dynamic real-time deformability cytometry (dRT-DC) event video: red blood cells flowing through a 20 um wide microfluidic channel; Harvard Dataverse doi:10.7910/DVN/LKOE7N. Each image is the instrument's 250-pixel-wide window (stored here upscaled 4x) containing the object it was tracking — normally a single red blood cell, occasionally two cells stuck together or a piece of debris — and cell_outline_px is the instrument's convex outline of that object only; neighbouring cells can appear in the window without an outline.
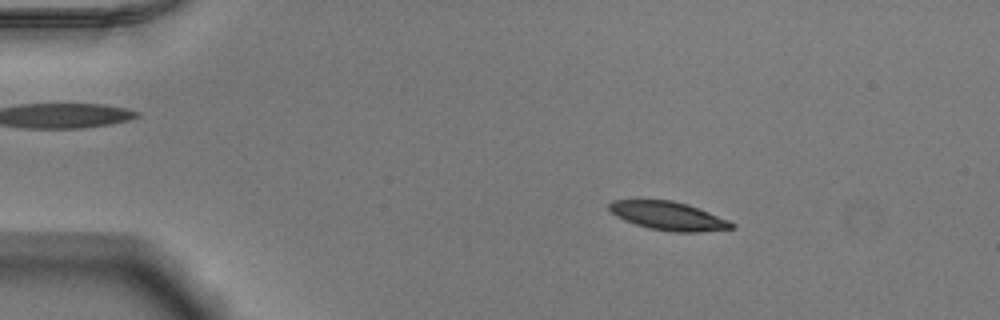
{"species": "Egyptian fruit bat (a non-hibernating species)", "species_latin": "Rousettus aegyptiacus", "temperature_condition": "warm", "stored_images_in_passage": 52, "camera_frame_rate_fps": 3000, "um_per_image_px": 0.085, "animal": {"sex": "male"}, "frame": {"image": 1, "passage_image": 9, "time_ms": 2.667, "image_size_px": [1000, 320], "cell_outline_px": [[736, 228], [696, 232], [672, 232], [648, 228], [624, 220], [616, 216], [608, 208], [608, 204], [612, 200], [672, 200], [688, 204], [728, 220], [736, 224]], "centroid_in_image_um": [56.81, 18.35], "position_along_channel_um": 28.2, "area_um2": 20.29}}
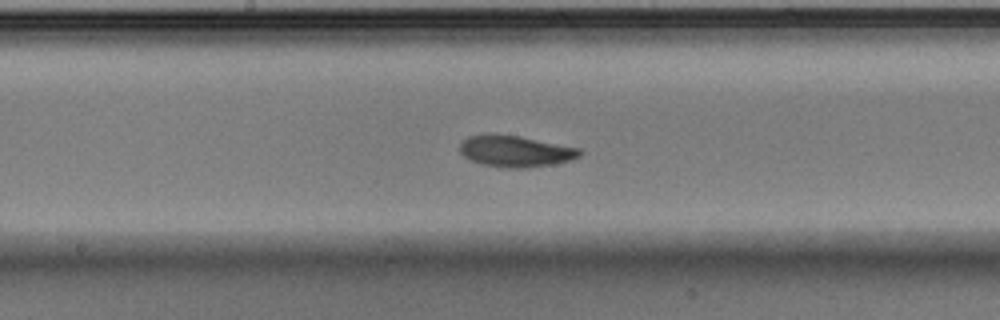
{"frame": {"image": 2, "passage_image": 28, "time_ms": 9.0, "image_size_px": [1000, 320], "cell_outline_px": [[580, 156], [572, 160], [552, 164], [524, 168], [508, 168], [480, 164], [464, 156], [460, 152], [460, 144], [468, 136], [488, 132], [520, 136], [580, 148]], "centroid_in_image_um": [43.78, 12.83], "position_along_channel_um": 204.4, "area_um2": 22.08}}
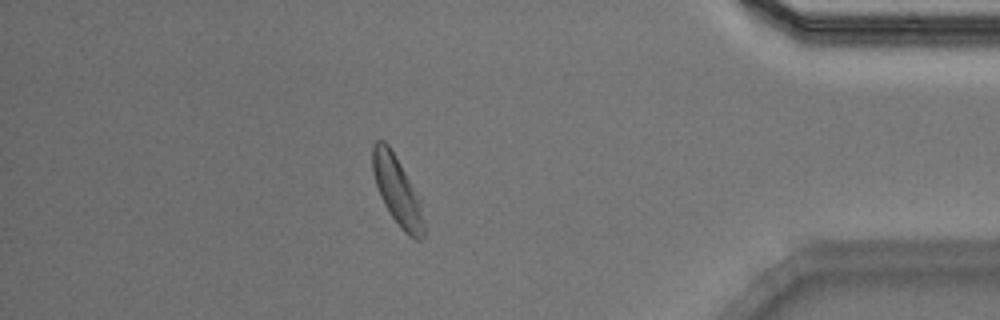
{"frame": {"image": 3, "passage_image": 46, "time_ms": 15.0, "image_size_px": [1000, 320], "cell_outline_px": [[424, 236], [420, 240], [416, 240], [408, 236], [400, 228], [384, 204], [380, 196], [372, 172], [372, 144], [376, 140], [384, 140], [388, 144], [400, 164], [412, 188], [424, 224]], "centroid_in_image_um": [33.68, 16.19], "position_along_channel_um": 401.5, "area_um2": 19.59}, "authors_computed_cell_mechanics": {"area_um2": 21.1259, "velocity_mm_per_s": 3.8694, "shape_relaxation_time_tau1_ms": 3.0935, "shape_relaxation_time_tau2_ms": 10.4952, "deformation_change_tau1": 0.1508, "deformation_change_tau2": 0.2004}}